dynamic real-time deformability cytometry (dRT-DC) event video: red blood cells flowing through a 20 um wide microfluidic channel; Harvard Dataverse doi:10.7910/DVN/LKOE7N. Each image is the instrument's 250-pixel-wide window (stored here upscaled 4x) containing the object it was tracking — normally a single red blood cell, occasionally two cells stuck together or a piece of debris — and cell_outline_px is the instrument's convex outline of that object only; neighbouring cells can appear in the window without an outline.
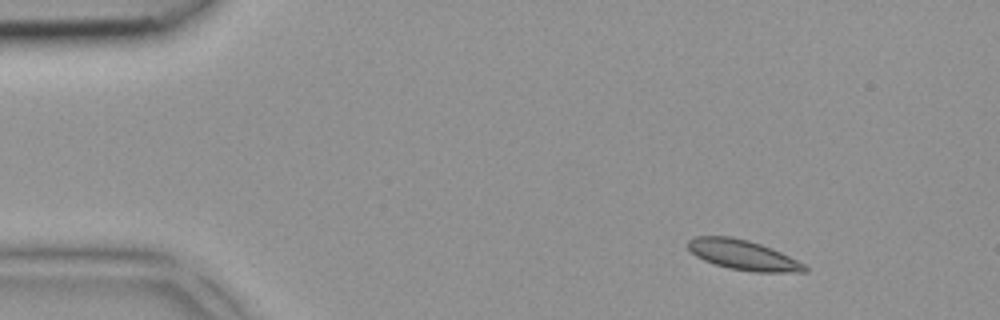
{"species": "common noctule bat (a hibernating species)", "species_latin": "Nyctalus noctula", "temperature_condition": "room temperature", "stored_images_in_passage": 3, "camera_frame_rate_fps": 3000, "um_per_image_px": 0.085, "animal": {"sex": "female", "body_mass_g": 18.4}, "frame": {"image": 1, "passage_image": 1, "time_ms": 0.0, "image_size_px": [1000, 320], "cell_outline_px": [[808, 272], [756, 272], [728, 268], [704, 260], [696, 256], [688, 248], [688, 240], [696, 236], [728, 236], [748, 240], [772, 248], [804, 264], [808, 268]], "centroid_in_image_um": [63.16, 21.67], "position_along_channel_um": 21.8, "area_um2": 20.17}}
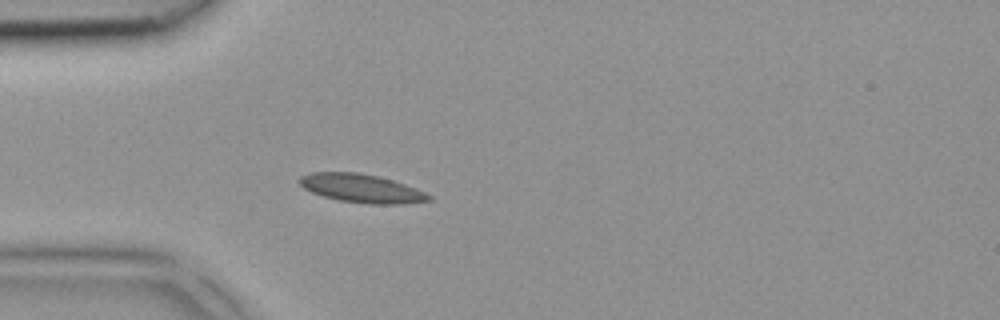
{"frame": {"image": 2, "passage_image": 3, "time_ms": 0.667, "image_size_px": [1000, 320], "cell_outline_px": [[432, 200], [404, 204], [368, 204], [340, 200], [324, 196], [312, 192], [304, 188], [300, 184], [300, 176], [312, 172], [360, 172], [380, 176], [416, 188], [432, 196]], "centroid_in_image_um": [30.76, 16.0], "position_along_channel_um": 54.2, "area_um2": 21.44}}